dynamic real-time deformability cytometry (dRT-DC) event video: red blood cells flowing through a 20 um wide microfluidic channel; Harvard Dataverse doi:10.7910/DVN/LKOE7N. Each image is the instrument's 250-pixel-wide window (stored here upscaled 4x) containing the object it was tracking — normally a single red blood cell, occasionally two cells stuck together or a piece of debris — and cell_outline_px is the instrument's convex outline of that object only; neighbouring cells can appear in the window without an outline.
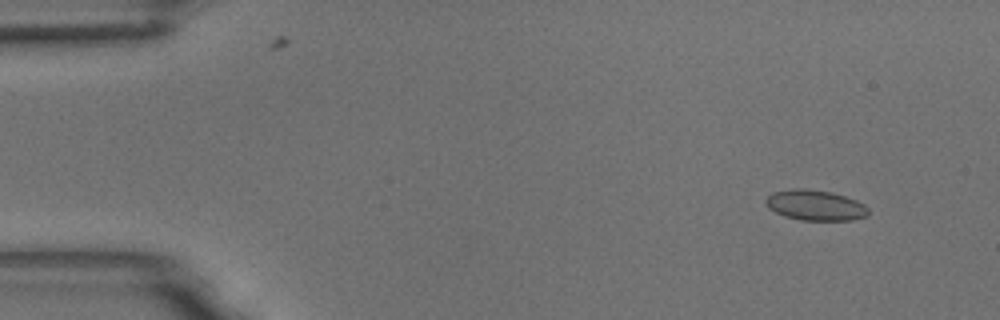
{"species": "common noctule bat (a hibernating species)", "species_latin": "Nyctalus noctula", "temperature_condition": "room temperature", "stored_images_in_passage": 56, "camera_frame_rate_fps": 3000, "um_per_image_px": 0.085, "animal": {"sex": "male", "body_mass_g": 18.8}, "frame": {"image": 1, "passage_image": 5, "time_ms": 1.333, "image_size_px": [1000, 320], "cell_outline_px": [[868, 216], [852, 220], [800, 220], [784, 216], [768, 208], [764, 200], [772, 192], [792, 188], [804, 188], [832, 192], [856, 200], [864, 204], [868, 208]], "centroid_in_image_um": [69.29, 17.44], "position_along_channel_um": 15.7, "area_um2": 18.32}}
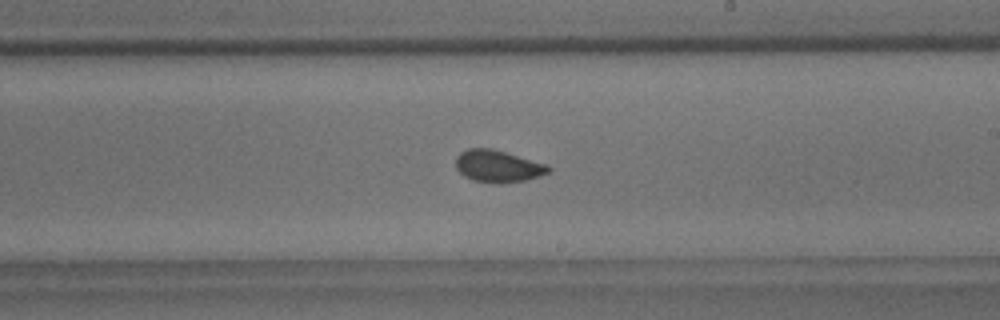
{"frame": {"image": 2, "passage_image": 33, "time_ms": 10.667, "image_size_px": [1000, 320], "cell_outline_px": [[552, 172], [540, 176], [524, 180], [504, 184], [492, 184], [472, 180], [464, 176], [456, 168], [456, 156], [460, 152], [468, 148], [492, 148], [548, 164], [552, 168]], "centroid_in_image_um": [42.35, 14.14], "position_along_channel_um": 246.7, "area_um2": 17.74}}
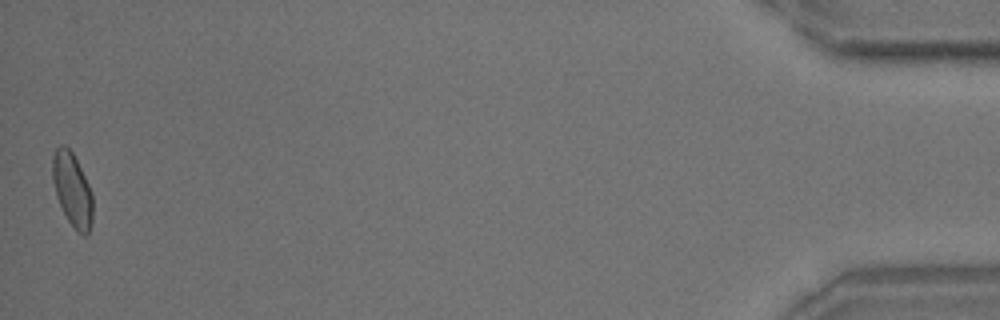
{"frame": {"image": 3, "passage_image": 56, "time_ms": 18.333, "image_size_px": [1000, 320], "cell_outline_px": [[92, 224], [88, 232], [84, 236], [76, 232], [68, 220], [56, 196], [52, 180], [52, 156], [56, 148], [60, 144], [64, 144], [72, 152], [88, 184], [92, 196]], "centroid_in_image_um": [6.12, 16.13], "position_along_channel_um": 429.1, "area_um2": 17.17}, "authors_computed_cell_mechanics": {"area_um2": 17.1666, "velocity_mm_per_s": 3.5991, "shape_relaxation_time_tau1_ms": 5.1818, "shape_relaxation_time_tau2_ms": 1.0937, "deformation_change_tau1": 0.0938, "deformation_change_tau2": 0.0494}}